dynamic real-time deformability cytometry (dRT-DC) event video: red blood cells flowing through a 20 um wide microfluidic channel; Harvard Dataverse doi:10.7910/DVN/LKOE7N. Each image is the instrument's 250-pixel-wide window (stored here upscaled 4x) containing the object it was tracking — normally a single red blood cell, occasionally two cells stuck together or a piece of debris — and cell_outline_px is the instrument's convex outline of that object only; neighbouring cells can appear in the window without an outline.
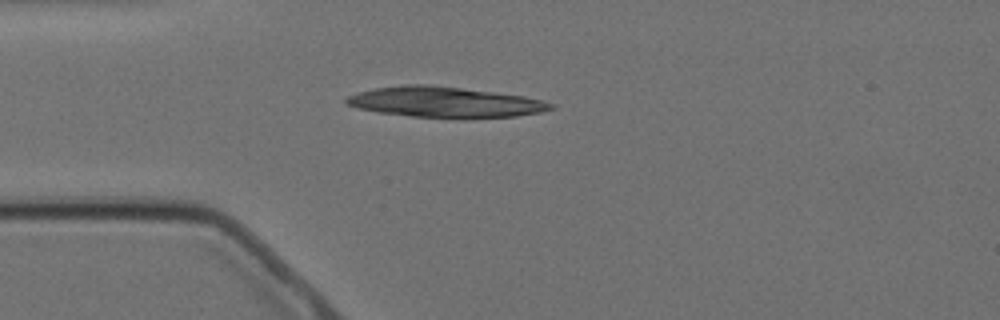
{"species": "Egyptian fruit bat (a non-hibernating species)", "species_latin": "Rousettus aegyptiacus", "temperature_condition": "cold", "stored_images_in_passage": 3, "camera_frame_rate_fps": 3000, "um_per_image_px": 0.085, "animal": {"sex": "female"}, "frame": {"image": 1, "passage_image": 3, "time_ms": 3.0, "image_size_px": [1000, 320], "cell_outline_px": [[556, 108], [540, 112], [516, 116], [412, 116], [380, 112], [356, 108], [344, 104], [344, 100], [348, 96], [356, 92], [376, 88], [404, 84], [428, 84], [496, 92], [524, 96], [544, 100], [556, 104]], "centroid_in_image_um": [37.79, 8.64], "position_along_channel_um": 47.2, "area_um2": 35.78}}